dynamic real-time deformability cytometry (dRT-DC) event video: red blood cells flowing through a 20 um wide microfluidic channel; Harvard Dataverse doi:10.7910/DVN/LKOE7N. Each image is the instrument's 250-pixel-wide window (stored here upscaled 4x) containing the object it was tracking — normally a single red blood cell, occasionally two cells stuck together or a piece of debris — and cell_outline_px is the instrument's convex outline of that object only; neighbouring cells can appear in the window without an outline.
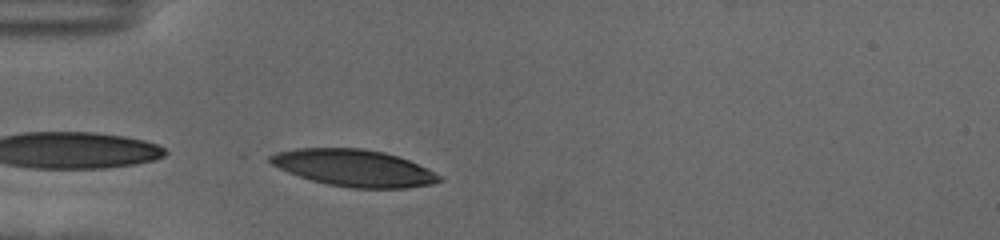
{"species": "human", "species_latin": "Homo sapiens", "temperature_condition": "cold", "stored_images_in_passage": 32, "camera_frame_rate_fps": 3000, "um_per_image_px": 0.085, "donor": {"sex": "female"}, "frame": {"image": 1, "passage_image": 1, "time_ms": 0.0, "image_size_px": [1000, 240], "cell_outline_px": [[444, 180], [432, 184], [404, 188], [352, 188], [328, 184], [312, 180], [288, 172], [272, 164], [268, 160], [268, 156], [276, 152], [296, 148], [364, 148], [384, 152], [400, 156], [444, 176]], "centroid_in_image_um": [30.12, 14.27], "position_along_channel_um": 54.9, "area_um2": 36.41}}
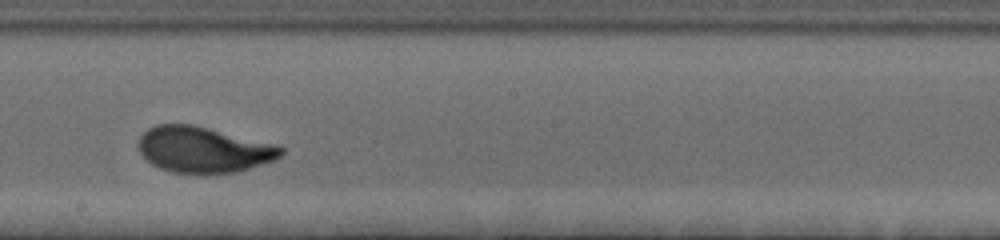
{"frame": {"image": 2, "passage_image": 17, "time_ms": 5.333, "image_size_px": [1000, 240], "cell_outline_px": [[284, 152], [276, 160], [236, 172], [196, 176], [172, 172], [160, 168], [152, 164], [140, 152], [136, 144], [140, 136], [148, 128], [156, 124], [192, 124], [272, 144], [284, 148]], "centroid_in_image_um": [17.25, 12.75], "position_along_channel_um": 231.0, "area_um2": 38.44}}
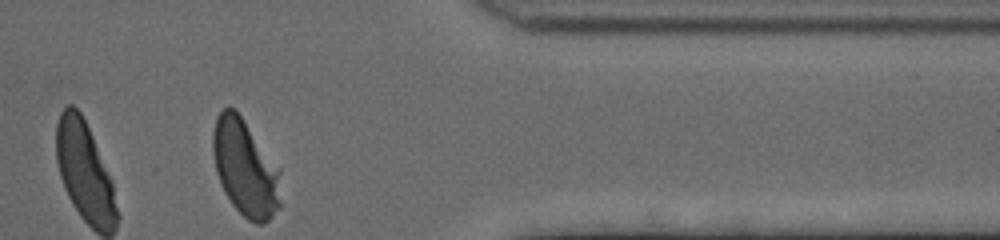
{"frame": {"image": 3, "passage_image": 32, "time_ms": 10.333, "image_size_px": [1000, 240], "cell_outline_px": [[280, 208], [268, 220], [260, 224], [256, 224], [248, 220], [232, 204], [224, 192], [216, 172], [212, 152], [212, 132], [216, 116], [224, 108], [232, 108], [240, 116], [280, 168]], "centroid_in_image_um": [20.84, 14.3], "position_along_channel_um": 390.6, "area_um2": 38.03}, "authors_computed_cell_mechanics": {"area_um2": 37.9746, "velocity_mm_per_s": 3.5019, "shape_relaxation_time_tau1_ms": 3.2054, "shape_relaxation_time_tau2_ms": null, "deformation_change_tau1": 0.1661, "deformation_change_tau2": null}}